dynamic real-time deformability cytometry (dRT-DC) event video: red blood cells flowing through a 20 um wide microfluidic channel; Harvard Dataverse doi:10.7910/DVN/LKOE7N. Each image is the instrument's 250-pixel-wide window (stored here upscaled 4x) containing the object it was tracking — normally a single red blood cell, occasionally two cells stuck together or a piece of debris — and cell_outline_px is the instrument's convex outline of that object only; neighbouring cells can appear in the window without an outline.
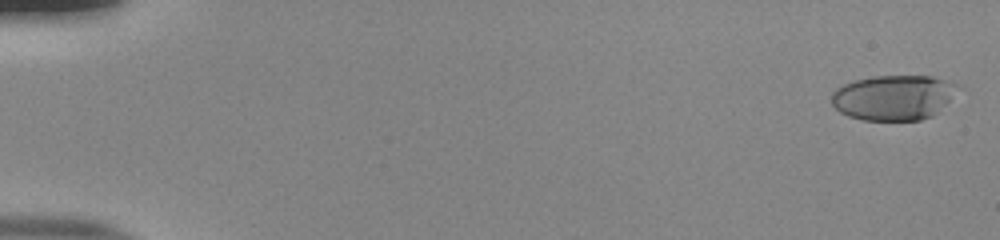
{"species": "human", "species_latin": "Homo sapiens", "temperature_condition": "room temperature", "stored_images_in_passage": 53, "camera_frame_rate_fps": 3000, "um_per_image_px": 0.085, "donor": {"sex": "male"}, "frame": {"image": 1, "passage_image": 1, "time_ms": 0.0, "image_size_px": [1000, 240], "cell_outline_px": [[964, 88], [932, 116], [920, 120], [864, 120], [848, 116], [840, 112], [832, 104], [832, 92], [836, 88], [844, 84], [856, 80], [872, 76], [932, 76], [948, 80], [960, 84]], "centroid_in_image_um": [76.02, 8.27], "position_along_channel_um": 9.0, "area_um2": 33.58}}
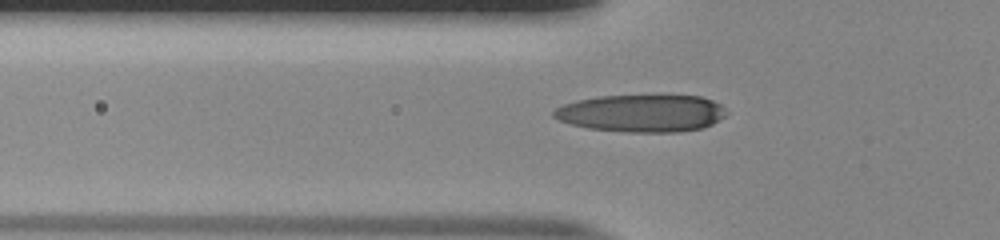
{"frame": {"image": 2, "passage_image": 19, "time_ms": 6.0, "image_size_px": [1000, 240], "cell_outline_px": [[728, 112], [724, 116], [712, 124], [700, 128], [676, 132], [628, 132], [588, 128], [572, 124], [560, 120], [552, 116], [552, 112], [556, 108], [564, 104], [576, 100], [596, 96], [660, 92], [700, 96], [712, 100], [720, 104]], "centroid_in_image_um": [54.56, 9.56], "position_along_channel_um": 71.2, "area_um2": 38.9}}
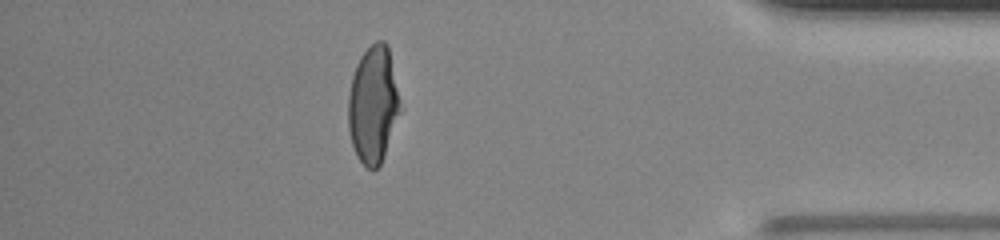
{"frame": {"image": 3, "passage_image": 47, "time_ms": 15.333, "image_size_px": [1000, 240], "cell_outline_px": [[404, 108], [384, 156], [380, 164], [372, 172], [356, 156], [352, 144], [348, 128], [348, 96], [352, 76], [356, 64], [360, 56], [376, 40], [384, 40], [388, 44]], "centroid_in_image_um": [31.77, 8.88], "position_along_channel_um": 403.4, "area_um2": 36.53}, "authors_computed_cell_mechanics": {"area_um2": 35.3158, "velocity_mm_per_s": 3.9196, "shape_relaxation_time_tau1_ms": 5.4055, "shape_relaxation_time_tau2_ms": 0.8955, "deformation_change_tau1": 0.2368, "deformation_change_tau2": 0.0636}}